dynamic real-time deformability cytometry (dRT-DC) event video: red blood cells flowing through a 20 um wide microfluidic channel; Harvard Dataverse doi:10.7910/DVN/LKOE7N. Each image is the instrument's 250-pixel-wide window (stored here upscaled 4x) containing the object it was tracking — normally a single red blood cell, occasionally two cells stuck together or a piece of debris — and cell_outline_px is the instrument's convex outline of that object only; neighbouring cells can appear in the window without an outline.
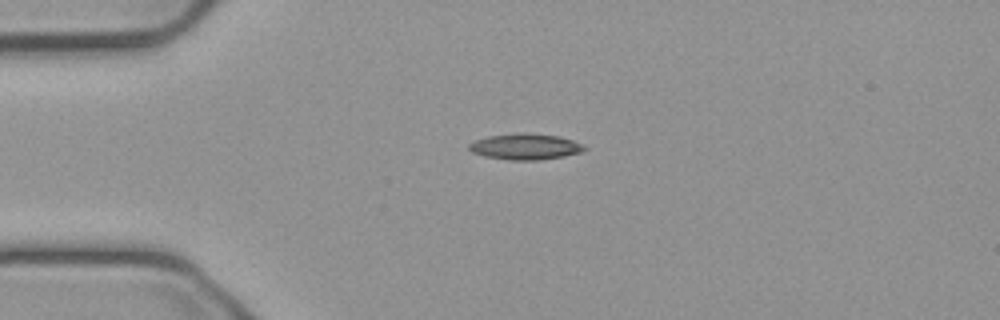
{"species": "common noctule bat (a hibernating species)", "species_latin": "Nyctalus noctula", "temperature_condition": "cold", "stored_images_in_passage": 13, "camera_frame_rate_fps": 3000, "um_per_image_px": 0.085, "animal": {"sex": "male", "body_mass_g": 23.1, "forearm_length_mm": 52.7}, "frame": {"image": 1, "passage_image": 1, "time_ms": 0.0, "image_size_px": [1000, 320], "cell_outline_px": [[588, 148], [580, 152], [564, 156], [540, 160], [508, 160], [484, 156], [472, 152], [468, 148], [468, 144], [476, 140], [488, 136], [560, 136], [572, 140]], "centroid_in_image_um": [44.64, 12.53], "position_along_channel_um": 40.4, "area_um2": 16.42}}
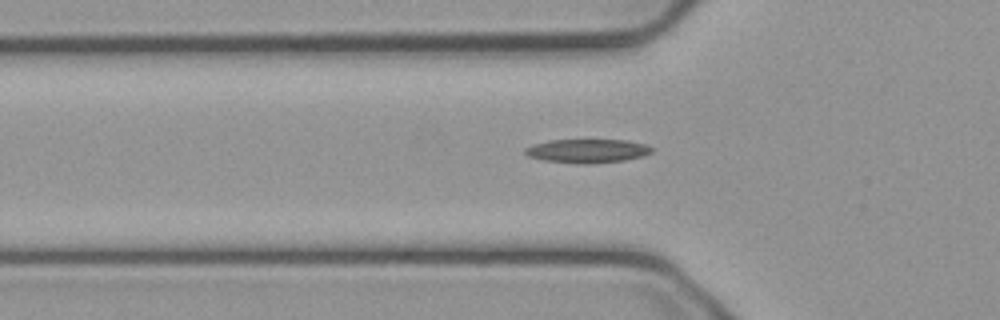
{"frame": {"image": 2, "passage_image": 6, "time_ms": 1.667, "image_size_px": [1000, 320], "cell_outline_px": [[652, 152], [644, 156], [624, 160], [584, 164], [576, 164], [544, 160], [528, 156], [524, 152], [524, 148], [532, 144], [548, 140], [628, 140], [644, 144], [652, 148]], "centroid_in_image_um": [49.89, 12.82], "position_along_channel_um": 75.9, "area_um2": 17.57}}